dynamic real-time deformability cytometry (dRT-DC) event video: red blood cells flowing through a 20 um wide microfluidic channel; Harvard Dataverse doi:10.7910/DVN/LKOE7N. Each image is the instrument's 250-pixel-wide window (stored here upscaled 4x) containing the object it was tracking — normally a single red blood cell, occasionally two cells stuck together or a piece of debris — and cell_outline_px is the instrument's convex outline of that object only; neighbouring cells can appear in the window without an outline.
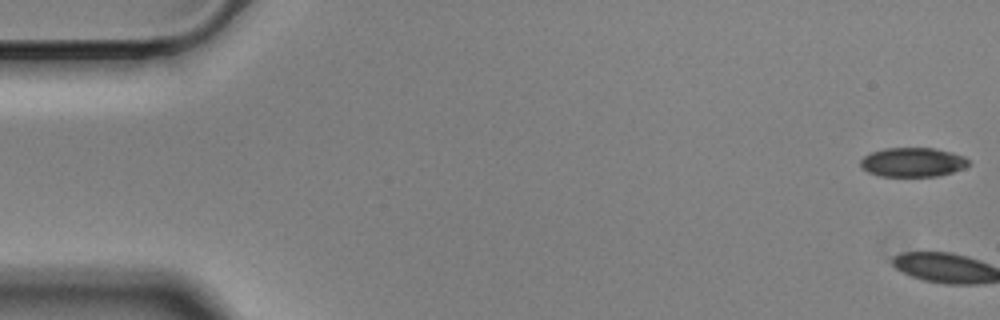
{"species": "Egyptian fruit bat (a non-hibernating species)", "species_latin": "Rousettus aegyptiacus", "temperature_condition": "cold", "stored_images_in_passage": 3, "camera_frame_rate_fps": 3000, "um_per_image_px": 0.085, "animal": {"sex": "male"}, "frame": {"image": 1, "passage_image": 1, "time_ms": 0.0, "image_size_px": [1000, 320], "cell_outline_px": [[968, 164], [964, 168], [952, 172], [936, 176], [880, 176], [868, 172], [860, 168], [860, 160], [864, 156], [872, 152], [884, 148], [932, 148], [952, 152], [964, 156], [968, 160]], "centroid_in_image_um": [77.55, 13.79], "position_along_channel_um": 7.5, "area_um2": 18.38}}